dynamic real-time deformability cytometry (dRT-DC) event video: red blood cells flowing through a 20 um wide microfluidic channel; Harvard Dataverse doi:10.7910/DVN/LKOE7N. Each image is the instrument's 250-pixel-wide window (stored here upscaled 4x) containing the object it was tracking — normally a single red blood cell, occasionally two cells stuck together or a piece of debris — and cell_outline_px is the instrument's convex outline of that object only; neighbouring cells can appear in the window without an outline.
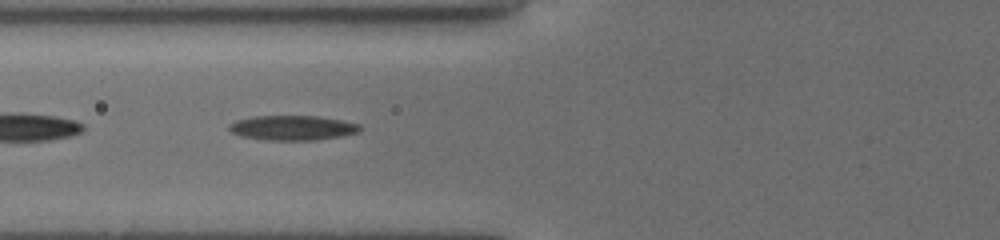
{"species": "common noctule bat (a hibernating species)", "species_latin": "Nyctalus noctula", "temperature_condition": "cold", "stored_images_in_passage": 39, "camera_frame_rate_fps": 3000, "um_per_image_px": 0.085, "animal": {"sex": "female", "body_mass_g": 19.5, "forearm_length_mm": 54.1}, "frame": {"image": 1, "passage_image": 12, "time_ms": 3.667, "image_size_px": [1000, 240], "cell_outline_px": [[364, 128], [360, 132], [344, 136], [320, 140], [264, 140], [240, 136], [232, 132], [228, 128], [228, 124], [236, 120], [256, 116], [316, 116], [340, 120], [360, 124]], "centroid_in_image_um": [24.91, 10.88], "position_along_channel_um": 100.9, "area_um2": 19.13}}
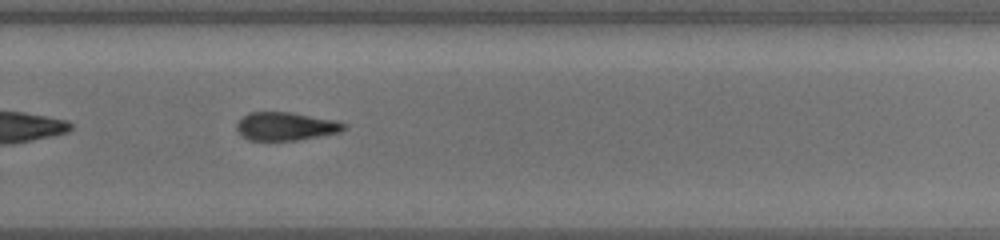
{"frame": {"image": 2, "passage_image": 28, "time_ms": 9.0, "image_size_px": [1000, 240], "cell_outline_px": [[344, 128], [340, 132], [296, 140], [248, 140], [236, 128], [236, 124], [248, 112], [292, 112], [332, 120], [344, 124]], "centroid_in_image_um": [24.24, 10.73], "position_along_channel_um": 305.6, "area_um2": 17.22}, "authors_computed_cell_mechanics": {"area_um2": 18.6116, "velocity_mm_per_s": 3.8415, "shape_relaxation_time_tau1_ms": 4.2275, "shape_relaxation_time_tau2_ms": 8.3783, "deformation_change_tau1": 0.1412, "deformation_change_tau2": 0.2062}}